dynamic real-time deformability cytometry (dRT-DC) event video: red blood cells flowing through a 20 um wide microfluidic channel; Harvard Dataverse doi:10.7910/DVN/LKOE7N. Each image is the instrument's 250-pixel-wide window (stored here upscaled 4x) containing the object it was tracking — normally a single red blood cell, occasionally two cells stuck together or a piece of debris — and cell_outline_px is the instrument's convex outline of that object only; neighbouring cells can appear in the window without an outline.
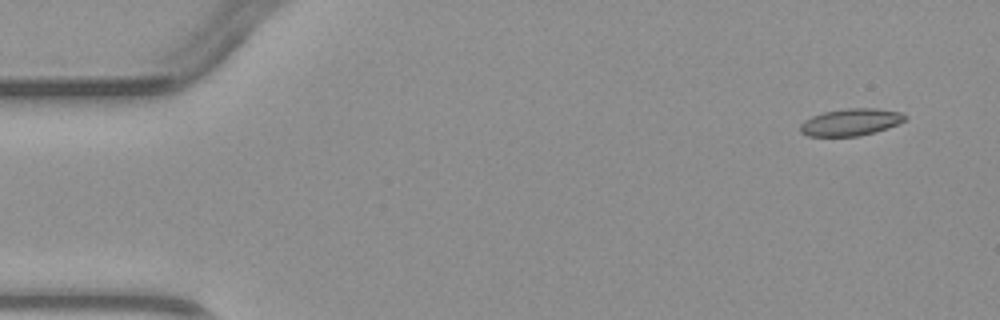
{"species": "common noctule bat (a hibernating species)", "species_latin": "Nyctalus noctula", "temperature_condition": "warm", "stored_images_in_passage": 5, "segment_of_instrument_passage": [1, 2], "camera_frame_rate_fps": 3000, "um_per_image_px": 0.085, "animal": {"sex": "male", "body_mass_g": 23.1, "forearm_length_mm": 52.7}, "frame": {"image": 1, "passage_image": 1, "time_ms": 0.0, "image_size_px": [1000, 320], "cell_outline_px": [[908, 116], [904, 120], [888, 128], [876, 132], [860, 136], [808, 136], [800, 132], [800, 124], [804, 120], [812, 116], [824, 112], [848, 108], [876, 108], [904, 112]], "centroid_in_image_um": [72.33, 10.38], "position_along_channel_um": 12.7, "area_um2": 16.65}}